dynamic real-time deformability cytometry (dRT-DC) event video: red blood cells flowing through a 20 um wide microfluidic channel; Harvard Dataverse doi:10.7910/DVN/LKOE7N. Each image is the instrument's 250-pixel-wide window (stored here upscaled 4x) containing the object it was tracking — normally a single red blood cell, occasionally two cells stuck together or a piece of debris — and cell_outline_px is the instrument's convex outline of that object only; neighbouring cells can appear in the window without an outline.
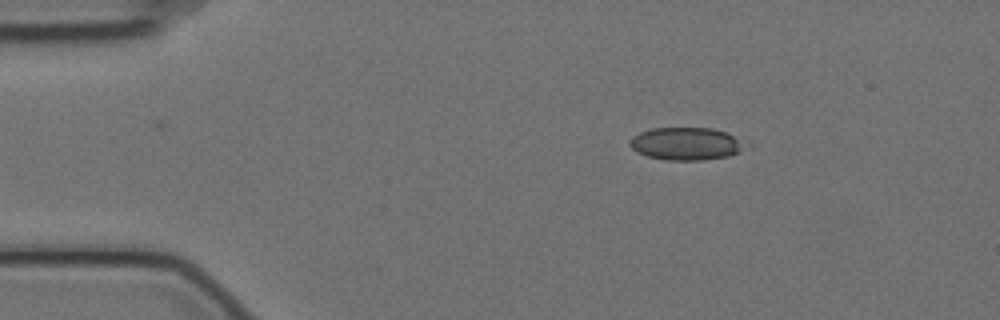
{"species": "Egyptian fruit bat (a non-hibernating species)", "species_latin": "Rousettus aegyptiacus", "temperature_condition": "cold", "stored_images_in_passage": 3, "camera_frame_rate_fps": 3000, "um_per_image_px": 0.085, "animal": {"sex": "female"}, "frame": {"image": 1, "passage_image": 3, "time_ms": 0.667, "image_size_px": [1000, 320], "cell_outline_px": [[752, 144], [728, 156], [704, 160], [664, 160], [648, 156], [636, 152], [628, 144], [628, 140], [632, 136], [640, 132], [652, 128], [712, 128], [752, 140]], "centroid_in_image_um": [58.4, 12.21], "position_along_channel_um": 26.6, "area_um2": 22.6}}